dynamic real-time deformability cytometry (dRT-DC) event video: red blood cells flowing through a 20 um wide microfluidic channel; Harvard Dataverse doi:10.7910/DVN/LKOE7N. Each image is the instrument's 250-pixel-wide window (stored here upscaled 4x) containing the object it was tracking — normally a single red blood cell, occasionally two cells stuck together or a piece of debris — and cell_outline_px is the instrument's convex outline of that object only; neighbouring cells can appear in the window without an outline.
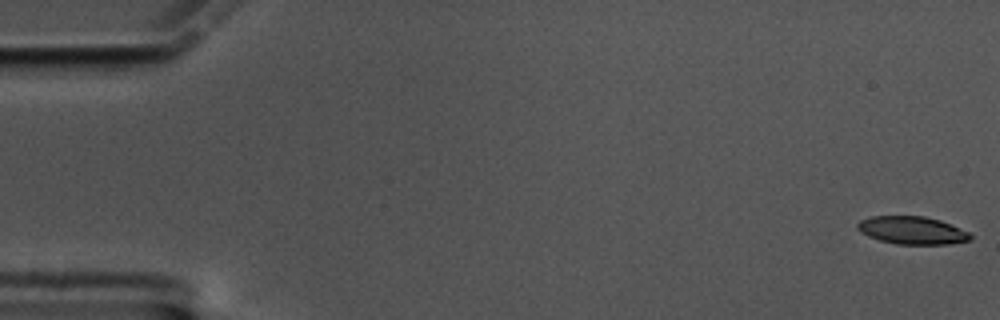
{"species": "common noctule bat (a hibernating species)", "species_latin": "Nyctalus noctula", "temperature_condition": "cold", "stored_images_in_passage": 59, "camera_frame_rate_fps": 3000, "um_per_image_px": 0.085, "animal": {"sex": "male", "body_mass_g": 17.5, "forearm_length_mm": 52.3}, "frame": {"image": 1, "passage_image": 1, "time_ms": 0.0, "image_size_px": [1000, 320], "cell_outline_px": [[972, 240], [948, 244], [896, 244], [880, 240], [868, 236], [860, 232], [856, 228], [856, 224], [860, 220], [872, 216], [924, 216], [940, 220], [968, 232], [972, 236]], "centroid_in_image_um": [77.5, 19.58], "position_along_channel_um": 7.5, "area_um2": 18.26}}
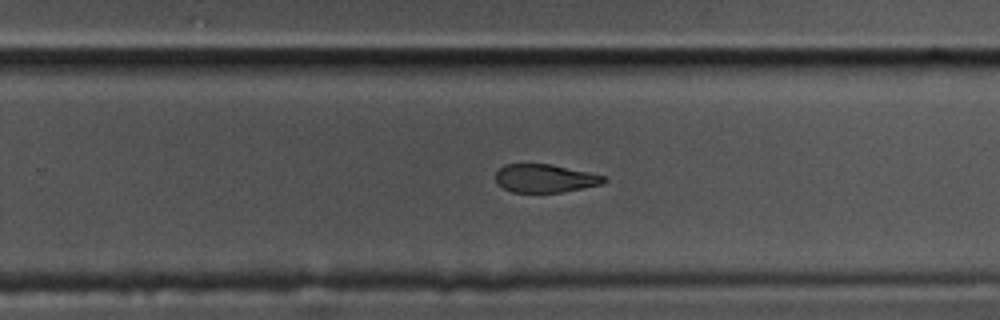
{"frame": {"image": 2, "passage_image": 38, "time_ms": 12.333, "image_size_px": [1000, 320], "cell_outline_px": [[608, 180], [600, 184], [560, 192], [512, 192], [496, 184], [496, 172], [504, 164], [552, 164], [588, 172], [604, 176]], "centroid_in_image_um": [46.28, 15.15], "position_along_channel_um": 283.5, "area_um2": 17.63}}
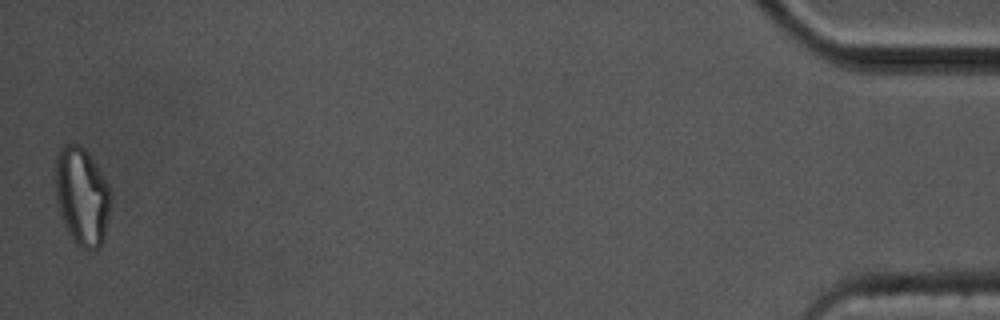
{"frame": {"image": 3, "passage_image": 59, "time_ms": 19.333, "image_size_px": [1000, 320], "cell_outline_px": [[108, 216], [104, 240], [100, 248], [96, 252], [88, 252], [80, 248], [72, 240], [64, 224], [56, 200], [56, 156], [60, 148], [64, 144], [80, 144], [88, 152], [108, 184]], "centroid_in_image_um": [6.95, 16.74], "position_along_channel_um": 428.3, "area_um2": 31.56}, "authors_computed_cell_mechanics": {"area_um2": 19.9988, "velocity_mm_per_s": 3.3941, "shape_relaxation_time_tau1_ms": 6.4902, "shape_relaxation_time_tau2_ms": 5.0703, "deformation_change_tau1": 0.1777, "deformation_change_tau2": 0.1209}}